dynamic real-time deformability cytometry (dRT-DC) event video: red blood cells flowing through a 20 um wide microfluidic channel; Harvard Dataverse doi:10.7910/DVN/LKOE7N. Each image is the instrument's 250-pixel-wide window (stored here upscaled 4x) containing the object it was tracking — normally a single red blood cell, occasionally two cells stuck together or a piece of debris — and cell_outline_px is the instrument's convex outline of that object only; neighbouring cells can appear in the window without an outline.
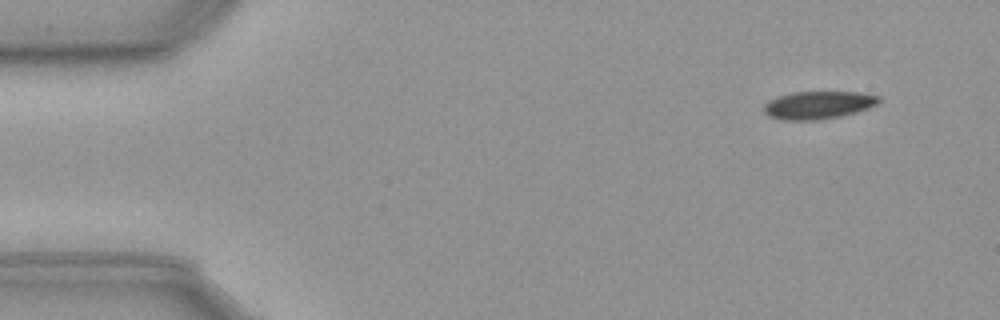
{"species": "common noctule bat (a hibernating species)", "species_latin": "Nyctalus noctula", "temperature_condition": "cold", "stored_images_in_passage": 53, "camera_frame_rate_fps": 3000, "um_per_image_px": 0.085, "animal": {"sex": "male", "body_mass_g": 23.1, "forearm_length_mm": 52.7}, "frame": {"image": 1, "passage_image": 1, "time_ms": 0.0, "image_size_px": [1000, 320], "cell_outline_px": [[880, 100], [876, 104], [868, 108], [856, 112], [840, 116], [820, 120], [784, 120], [768, 116], [764, 112], [764, 104], [768, 100], [776, 96], [792, 92], [860, 92], [880, 96]], "centroid_in_image_um": [69.52, 8.92], "position_along_channel_um": 15.5, "area_um2": 18.73}}
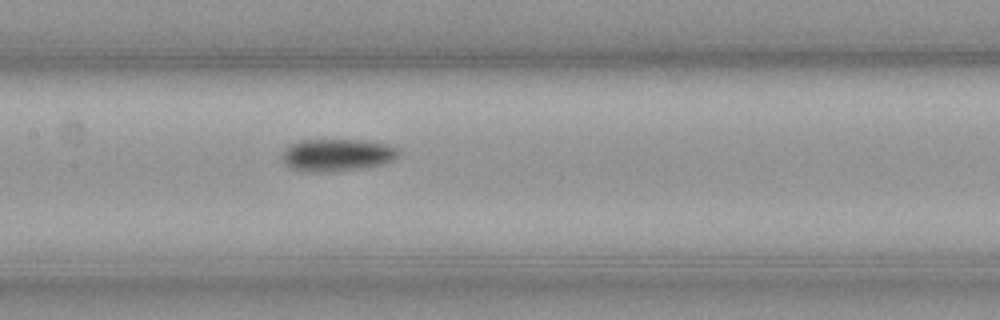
{"frame": {"image": 2, "passage_image": 23, "time_ms": 7.333, "image_size_px": [1000, 320], "cell_outline_px": [[400, 152], [392, 160], [384, 164], [356, 168], [324, 172], [312, 172], [292, 168], [284, 164], [284, 148], [300, 140], [364, 140], [388, 144], [400, 148]], "centroid_in_image_um": [28.68, 13.16], "position_along_channel_um": 178.7, "area_um2": 21.68}}
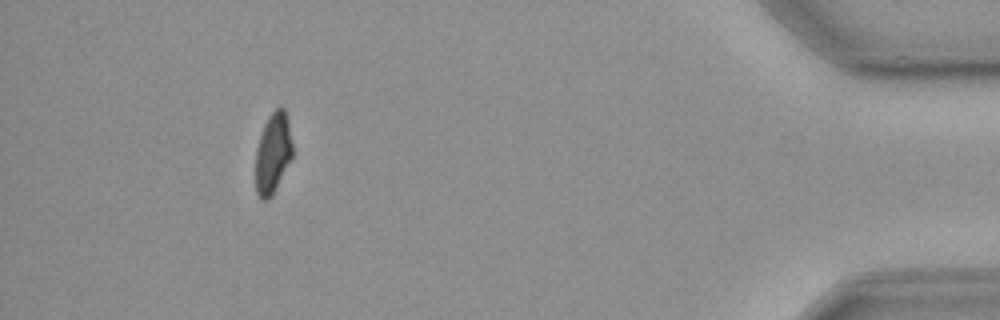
{"frame": {"image": 3, "passage_image": 48, "time_ms": 15.667, "image_size_px": [1000, 320], "cell_outline_px": [[292, 156], [268, 200], [260, 200], [256, 192], [256, 148], [264, 124], [268, 116], [280, 104], [284, 108], [288, 120], [292, 144]], "centroid_in_image_um": [23.18, 12.96], "position_along_channel_um": 412.0, "area_um2": 17.05}, "authors_computed_cell_mechanics": {"area_um2": 19.7676, "velocity_mm_per_s": 3.6126, "shape_relaxation_time_tau1_ms": 5.4987, "shape_relaxation_time_tau2_ms": null, "deformation_change_tau1": 0.0967, "deformation_change_tau2": null}}